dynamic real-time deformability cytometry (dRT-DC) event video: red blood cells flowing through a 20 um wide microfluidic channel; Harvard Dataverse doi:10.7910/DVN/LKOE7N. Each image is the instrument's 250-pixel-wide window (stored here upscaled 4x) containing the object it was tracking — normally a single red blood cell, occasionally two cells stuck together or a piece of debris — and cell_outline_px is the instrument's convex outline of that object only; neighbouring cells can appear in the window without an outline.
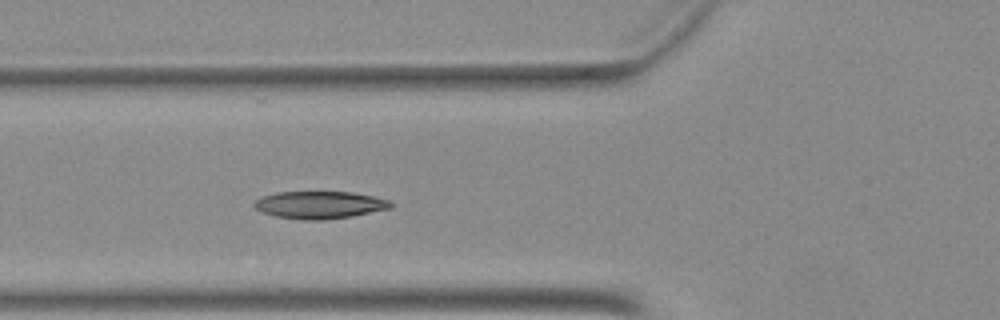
{"species": "Egyptian fruit bat (a non-hibernating species)", "species_latin": "Rousettus aegyptiacus", "temperature_condition": "warm", "stored_images_in_passage": 20, "camera_frame_rate_fps": 3000, "um_per_image_px": 0.085, "animal": {"sex": "female"}, "frame": {"image": 1, "passage_image": 16, "time_ms": 5.0, "image_size_px": [1000, 320], "cell_outline_px": [[392, 208], [352, 216], [324, 220], [304, 220], [276, 216], [264, 212], [256, 208], [252, 204], [256, 200], [264, 196], [276, 192], [352, 192], [372, 196], [388, 200], [392, 204]], "centroid_in_image_um": [27.18, 17.42], "position_along_channel_um": 98.6, "area_um2": 21.62}}
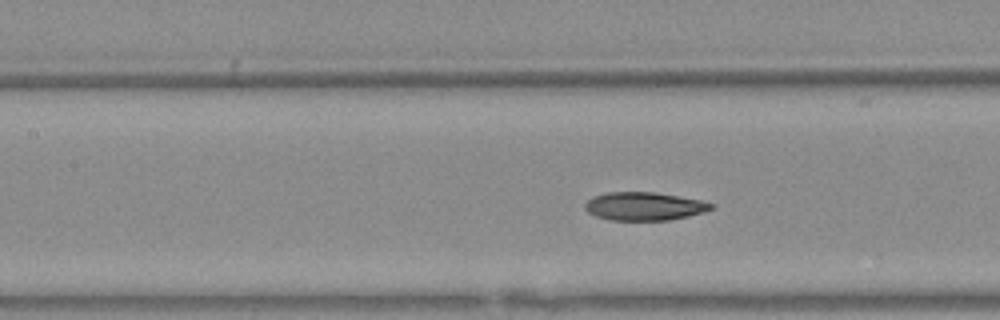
{"frame": {"image": 2, "passage_image": 20, "time_ms": 6.333, "image_size_px": [1000, 320], "cell_outline_px": [[712, 208], [688, 216], [668, 220], [608, 220], [596, 216], [588, 212], [584, 208], [584, 204], [592, 196], [608, 192], [652, 192], [700, 200], [712, 204]], "centroid_in_image_um": [54.67, 17.53], "position_along_channel_um": 152.7, "area_um2": 20.46}}